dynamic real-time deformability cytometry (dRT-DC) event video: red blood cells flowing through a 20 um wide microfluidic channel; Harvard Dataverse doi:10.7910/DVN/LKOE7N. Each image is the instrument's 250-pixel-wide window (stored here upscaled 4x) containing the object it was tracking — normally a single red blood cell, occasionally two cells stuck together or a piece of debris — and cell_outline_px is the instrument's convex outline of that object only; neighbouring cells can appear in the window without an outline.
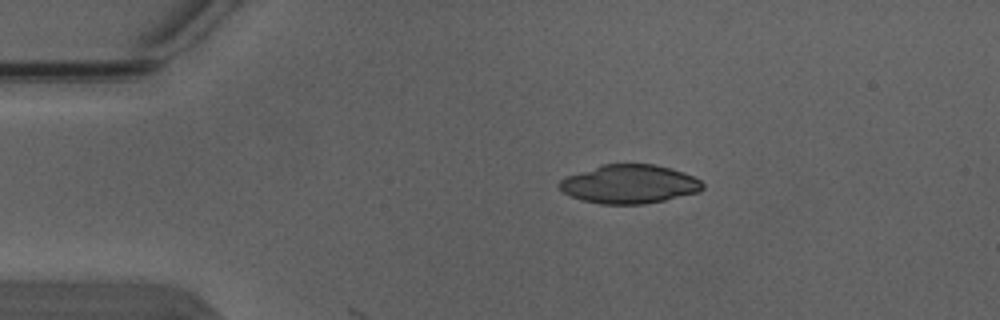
{"species": "Egyptian fruit bat (a non-hibernating species)", "species_latin": "Rousettus aegyptiacus", "temperature_condition": "warm", "stored_images_in_passage": 2, "camera_frame_rate_fps": 3000, "um_per_image_px": 0.085, "animal": {"sex": "male"}, "frame": {"image": 1, "passage_image": 1, "time_ms": 0.0, "image_size_px": [1000, 320], "cell_outline_px": [[704, 188], [700, 192], [664, 200], [644, 204], [600, 204], [580, 200], [564, 192], [560, 188], [560, 180], [564, 176], [600, 164], [656, 164], [672, 168], [684, 172], [700, 180], [704, 184]], "centroid_in_image_um": [53.5, 15.64], "position_along_channel_um": 31.5, "area_um2": 32.6}}